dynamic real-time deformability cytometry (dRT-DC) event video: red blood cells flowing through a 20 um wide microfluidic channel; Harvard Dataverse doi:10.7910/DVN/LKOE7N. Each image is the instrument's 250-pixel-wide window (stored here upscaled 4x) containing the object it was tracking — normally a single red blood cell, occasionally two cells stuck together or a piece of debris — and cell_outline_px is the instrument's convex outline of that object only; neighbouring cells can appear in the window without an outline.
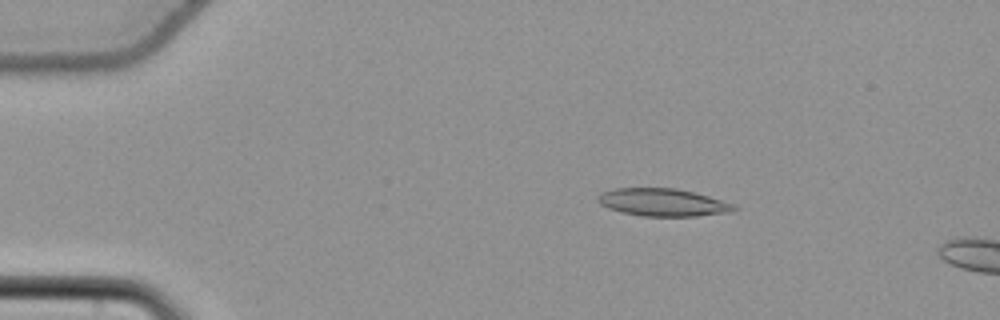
{"species": "common noctule bat (a hibernating species)", "species_latin": "Nyctalus noctula", "temperature_condition": "cold", "stored_images_in_passage": 15, "camera_frame_rate_fps": 3000, "um_per_image_px": 0.085, "animal": {"sex": "female", "body_mass_g": 22.7, "forearm_length_mm": 54.2}, "frame": {"image": 1, "passage_image": 11, "time_ms": 3.333, "image_size_px": [1000, 320], "cell_outline_px": [[740, 208], [732, 212], [696, 216], [640, 216], [620, 212], [608, 208], [600, 204], [596, 200], [596, 196], [600, 192], [612, 188], [676, 188], [708, 196], [736, 204]], "centroid_in_image_um": [56.32, 17.2], "position_along_channel_um": 28.7, "area_um2": 22.25}}